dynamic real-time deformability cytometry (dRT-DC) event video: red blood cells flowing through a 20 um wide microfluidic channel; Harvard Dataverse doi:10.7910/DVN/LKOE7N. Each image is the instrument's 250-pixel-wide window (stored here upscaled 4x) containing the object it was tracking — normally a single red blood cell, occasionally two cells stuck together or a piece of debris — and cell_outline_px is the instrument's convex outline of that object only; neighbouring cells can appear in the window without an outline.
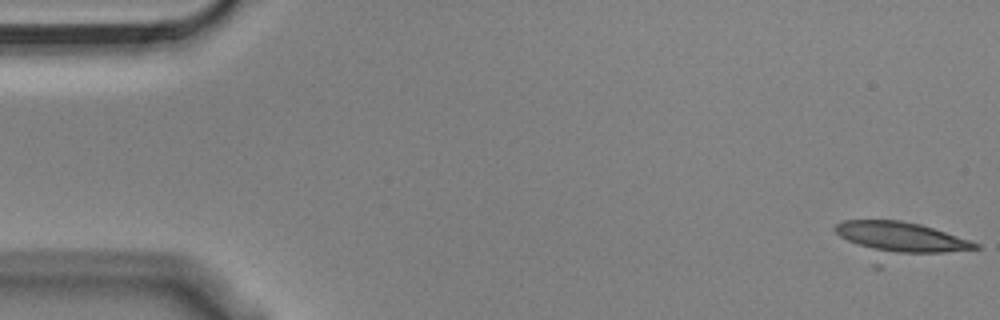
{"species": "Egyptian fruit bat (a non-hibernating species)", "species_latin": "Rousettus aegyptiacus", "temperature_condition": "cold", "stored_images_in_passage": 55, "camera_frame_rate_fps": 3000, "um_per_image_px": 0.085, "animal": {"sex": "male"}, "frame": {"image": 1, "passage_image": 1, "time_ms": 0.0, "image_size_px": [1000, 320], "cell_outline_px": [[980, 248], [880, 268], [872, 268], [832, 228], [836, 224], [844, 220], [900, 220], [920, 224], [980, 244]], "centroid_in_image_um": [76.38, 20.53], "position_along_channel_um": 8.6, "area_um2": 31.67}}
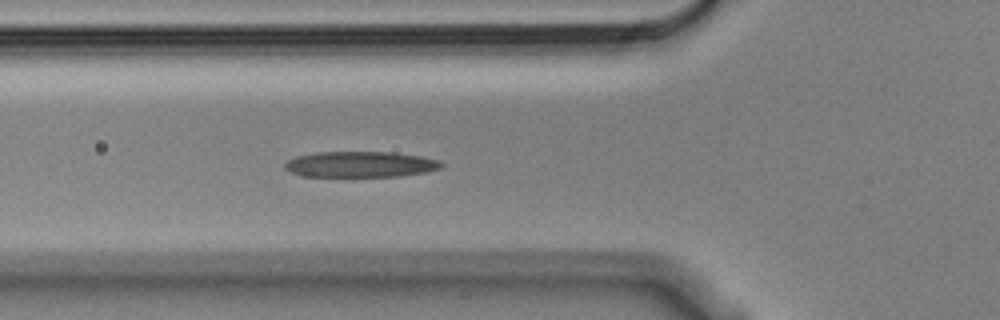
{"frame": {"image": 2, "passage_image": 19, "time_ms": 6.0, "image_size_px": [1000, 320], "cell_outline_px": [[444, 164], [440, 168], [428, 172], [400, 176], [300, 176], [284, 168], [284, 164], [288, 160], [296, 156], [316, 152], [392, 152], [420, 156], [440, 160]], "centroid_in_image_um": [30.65, 13.97], "position_along_channel_um": 95.2, "area_um2": 23.58}}
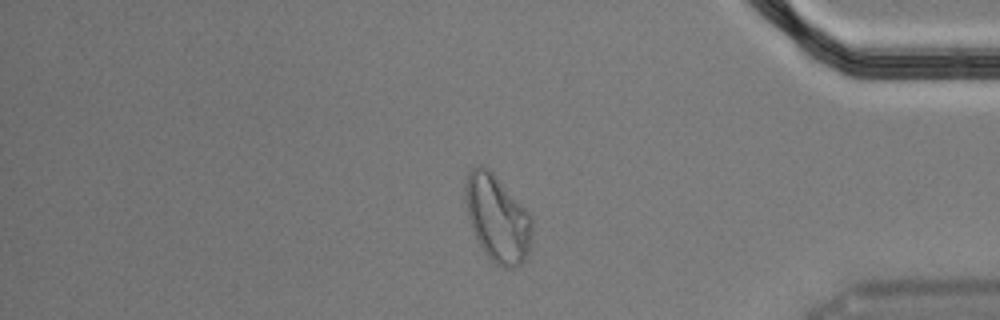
{"frame": {"image": 3, "passage_image": 46, "time_ms": 15.0, "image_size_px": [1000, 320], "cell_outline_px": [[532, 232], [528, 256], [516, 268], [504, 268], [496, 264], [484, 252], [472, 228], [468, 216], [464, 196], [464, 188], [468, 172], [472, 168], [480, 164], [488, 168], [492, 172], [532, 216]], "centroid_in_image_um": [42.28, 18.57], "position_along_channel_um": 392.9, "area_um2": 33.64}, "authors_computed_cell_mechanics": {"area_um2": 24.9696, "velocity_mm_per_s": 3.6132, "shape_relaxation_time_tau1_ms": 10.0814, "shape_relaxation_time_tau2_ms": 4.6953, "deformation_change_tau1": 0.2722, "deformation_change_tau2": 0.1127}}